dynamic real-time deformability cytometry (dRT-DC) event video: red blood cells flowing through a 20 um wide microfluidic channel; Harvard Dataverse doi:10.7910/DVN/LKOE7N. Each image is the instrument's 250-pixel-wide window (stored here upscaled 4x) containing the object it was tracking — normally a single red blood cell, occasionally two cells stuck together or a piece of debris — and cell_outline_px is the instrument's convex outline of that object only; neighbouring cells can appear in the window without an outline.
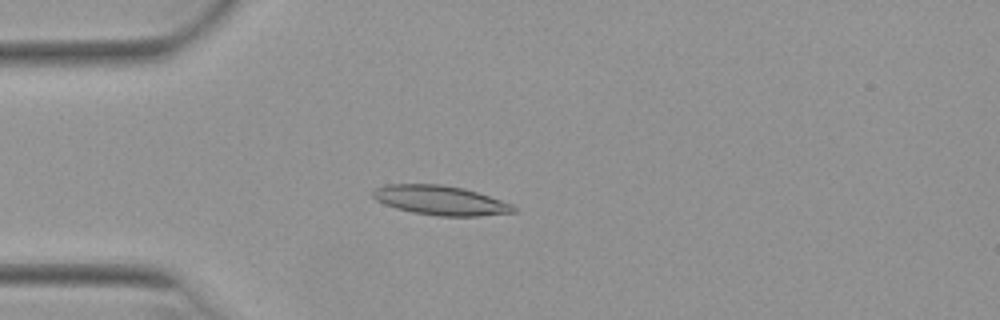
{"species": "Egyptian fruit bat (a non-hibernating species)", "species_latin": "Rousettus aegyptiacus", "temperature_condition": "warm", "stored_images_in_passage": 52, "camera_frame_rate_fps": 3000, "um_per_image_px": 0.085, "animal": {"sex": "female"}, "frame": {"image": 1, "passage_image": 14, "time_ms": 4.333, "image_size_px": [1000, 320], "cell_outline_px": [[516, 212], [476, 216], [436, 216], [412, 212], [396, 208], [384, 204], [376, 200], [372, 196], [372, 192], [376, 188], [384, 184], [440, 184], [464, 188], [512, 204], [516, 208]], "centroid_in_image_um": [37.4, 17.03], "position_along_channel_um": 47.6, "area_um2": 24.04}}
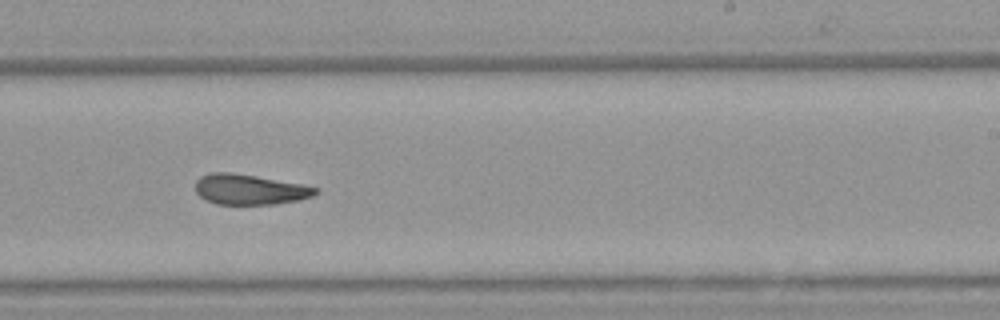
{"frame": {"image": 2, "passage_image": 32, "time_ms": 10.333, "image_size_px": [1000, 320], "cell_outline_px": [[320, 192], [312, 196], [300, 200], [276, 204], [216, 204], [200, 196], [196, 192], [196, 180], [200, 176], [212, 172], [232, 172], [304, 184], [320, 188]], "centroid_in_image_um": [21.27, 16.1], "position_along_channel_um": 267.7, "area_um2": 21.39}}
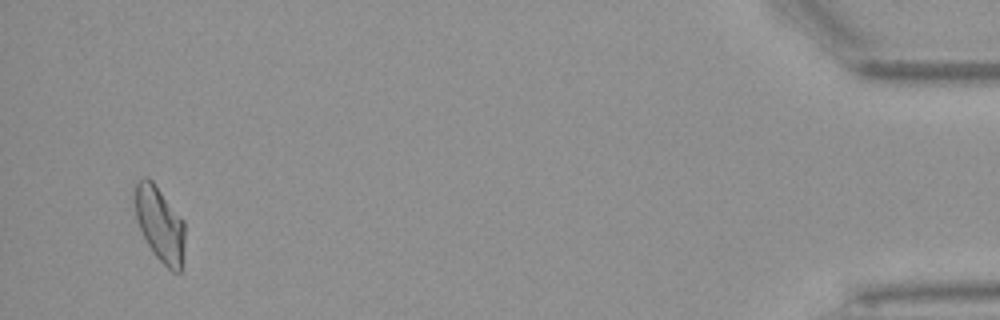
{"frame": {"image": 3, "passage_image": 50, "time_ms": 16.333, "image_size_px": [1000, 320], "cell_outline_px": [[184, 244], [180, 272], [172, 272], [152, 252], [140, 228], [136, 216], [132, 200], [132, 196], [136, 184], [144, 176], [148, 176], [152, 180], [184, 220]], "centroid_in_image_um": [13.56, 19.0], "position_along_channel_um": 421.6, "area_um2": 21.91}, "authors_computed_cell_mechanics": {"area_um2": 22.253, "velocity_mm_per_s": 3.9264, "shape_relaxation_time_tau1_ms": null, "shape_relaxation_time_tau2_ms": 3.6971, "deformation_change_tau1": null, "deformation_change_tau2": 0.1143}}